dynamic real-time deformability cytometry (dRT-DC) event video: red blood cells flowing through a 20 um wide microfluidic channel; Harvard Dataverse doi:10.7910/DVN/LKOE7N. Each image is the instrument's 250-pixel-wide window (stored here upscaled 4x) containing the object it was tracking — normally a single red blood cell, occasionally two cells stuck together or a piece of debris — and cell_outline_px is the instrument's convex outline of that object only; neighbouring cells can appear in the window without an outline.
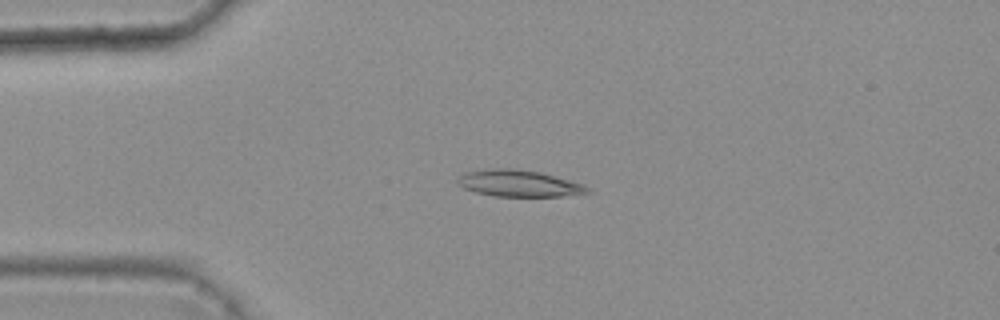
{"species": "common noctule bat (a hibernating species)", "species_latin": "Nyctalus noctula", "temperature_condition": "warm", "stored_images_in_passage": 8, "camera_frame_rate_fps": 3000, "um_per_image_px": 0.085, "animal": {"sex": "female", "body_mass_g": 25.1}, "frame": {"image": 1, "passage_image": 4, "time_ms": 1.0, "image_size_px": [1000, 320], "cell_outline_px": [[592, 192], [560, 196], [492, 196], [476, 192], [464, 188], [456, 180], [464, 172], [488, 168], [516, 168], [540, 172], [584, 184]], "centroid_in_image_um": [44.09, 15.57], "position_along_channel_um": 40.9, "area_um2": 20.11}}
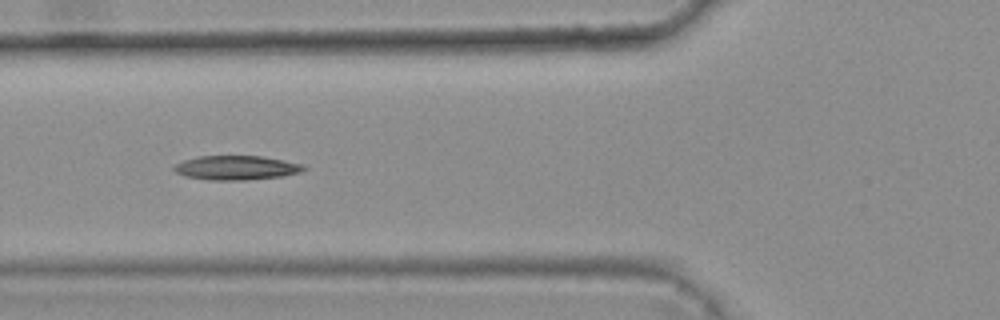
{"frame": {"image": 2, "passage_image": 6, "time_ms": 1.667, "image_size_px": [1000, 320], "cell_outline_px": [[308, 168], [300, 172], [280, 176], [244, 180], [208, 180], [184, 176], [176, 172], [172, 168], [176, 164], [184, 160], [200, 156], [260, 156], [304, 164]], "centroid_in_image_um": [20.08, 14.26], "position_along_channel_um": 105.7, "area_um2": 18.21}}
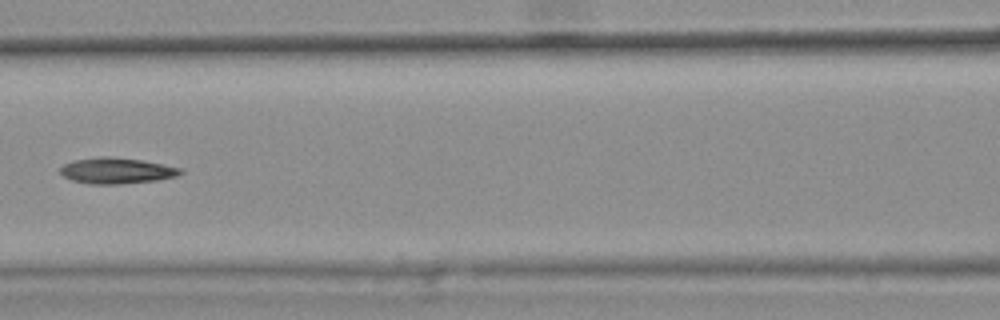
{"frame": {"image": 3, "passage_image": 7, "time_ms": 2.0, "image_size_px": [1000, 320], "cell_outline_px": [[184, 172], [176, 176], [156, 180], [116, 184], [88, 184], [72, 180], [64, 176], [60, 172], [60, 168], [64, 164], [72, 160], [100, 156], [112, 156], [140, 160], [184, 168]], "centroid_in_image_um": [9.9, 14.5], "position_along_channel_um": 156.7, "area_um2": 18.21}}